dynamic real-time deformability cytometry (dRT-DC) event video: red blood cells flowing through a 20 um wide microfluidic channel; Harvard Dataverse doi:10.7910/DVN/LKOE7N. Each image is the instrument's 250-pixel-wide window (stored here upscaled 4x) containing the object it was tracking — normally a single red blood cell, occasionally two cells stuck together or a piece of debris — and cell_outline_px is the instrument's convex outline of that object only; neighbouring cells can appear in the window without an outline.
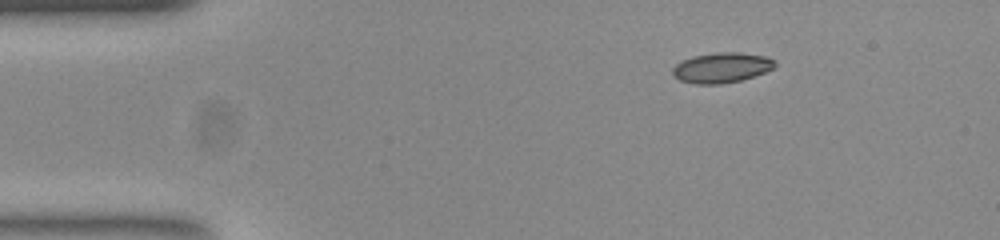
{"species": "common noctule bat (a hibernating species)", "species_latin": "Nyctalus noctula", "temperature_condition": "room temperature", "stored_images_in_passage": 47, "camera_frame_rate_fps": 3000, "um_per_image_px": 0.085, "animal": {"sex": "female", "body_mass_g": 23.0, "forearm_length_mm": 53.4}, "frame": {"image": 1, "passage_image": 1, "time_ms": 0.0, "image_size_px": [1000, 240], "cell_outline_px": [[776, 64], [772, 68], [764, 72], [740, 80], [720, 84], [692, 84], [680, 80], [672, 76], [672, 68], [676, 64], [692, 56], [716, 52], [740, 52], [764, 56], [776, 60]], "centroid_in_image_um": [61.3, 5.75], "position_along_channel_um": 23.7, "area_um2": 17.98}}
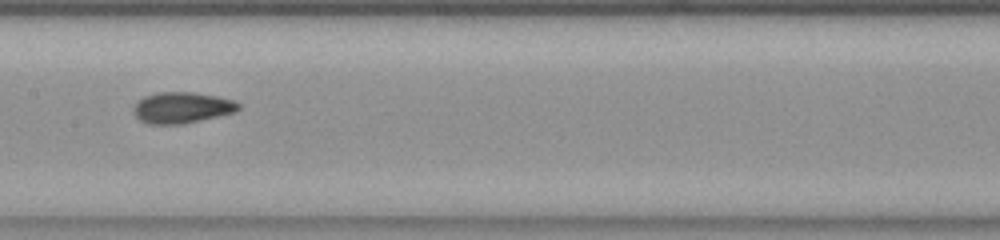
{"frame": {"image": 2, "passage_image": 20, "time_ms": 6.333, "image_size_px": [1000, 240], "cell_outline_px": [[240, 108], [236, 112], [184, 124], [148, 124], [140, 120], [132, 112], [132, 108], [144, 96], [160, 92], [192, 92], [216, 96], [236, 100], [240, 104]], "centroid_in_image_um": [15.48, 9.15], "position_along_channel_um": 191.9, "area_um2": 19.13}}
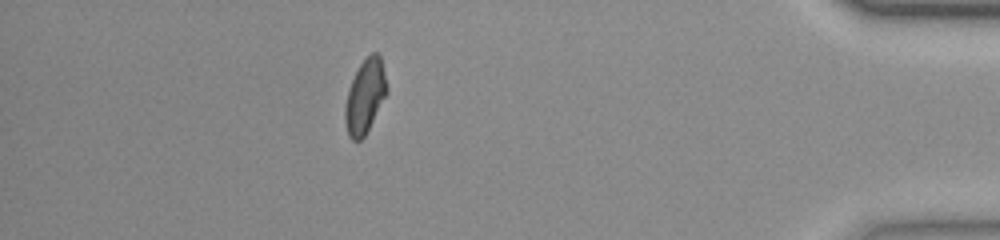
{"frame": {"image": 3, "passage_image": 41, "time_ms": 13.333, "image_size_px": [1000, 240], "cell_outline_px": [[388, 92], [364, 136], [360, 140], [352, 140], [348, 136], [344, 120], [344, 108], [348, 88], [360, 64], [372, 52], [376, 52], [380, 56], [388, 88]], "centroid_in_image_um": [31.01, 8.2], "position_along_channel_um": 404.2, "area_um2": 17.86}, "authors_computed_cell_mechanics": {"area_um2": 18.3804, "velocity_mm_per_s": 3.7565, "shape_relaxation_time_tau1_ms": 8.7422, "shape_relaxation_time_tau2_ms": 1.9073, "deformation_change_tau1": 0.183, "deformation_change_tau2": 0.0595}}